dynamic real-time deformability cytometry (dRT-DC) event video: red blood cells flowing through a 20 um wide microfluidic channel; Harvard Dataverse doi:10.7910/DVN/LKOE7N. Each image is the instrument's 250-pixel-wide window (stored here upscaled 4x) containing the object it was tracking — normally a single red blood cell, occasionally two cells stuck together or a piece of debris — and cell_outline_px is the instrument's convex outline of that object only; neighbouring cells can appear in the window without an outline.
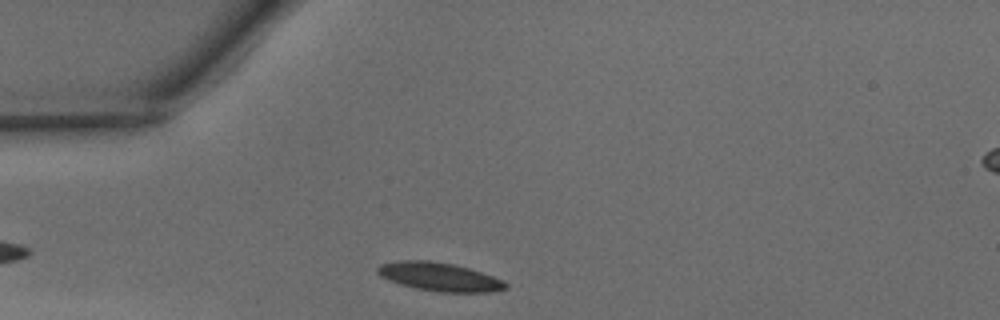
{"species": "common noctule bat (a hibernating species)", "species_latin": "Nyctalus noctula", "temperature_condition": "warm", "stored_images_in_passage": 26, "camera_frame_rate_fps": 3000, "um_per_image_px": 0.085, "animal": {"sex": "male", "body_mass_g": 15.6}, "frame": {"image": 1, "passage_image": 1, "time_ms": 0.0, "image_size_px": [1000, 320], "cell_outline_px": [[508, 288], [488, 292], [440, 292], [416, 288], [400, 284], [380, 276], [376, 272], [376, 268], [380, 264], [396, 260], [428, 260], [452, 264], [468, 268], [504, 280], [508, 284]], "centroid_in_image_um": [37.32, 23.52], "position_along_channel_um": 47.7, "area_um2": 21.21}}
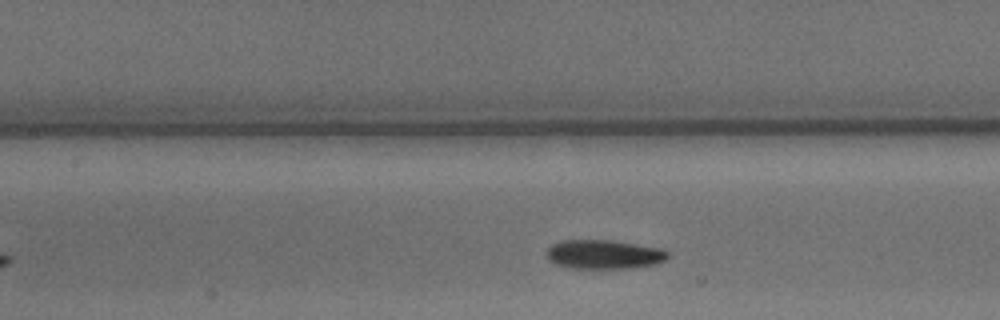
{"frame": {"image": 2, "passage_image": 10, "time_ms": 3.0, "image_size_px": [1000, 320], "cell_outline_px": [[668, 256], [664, 260], [656, 264], [632, 268], [572, 268], [556, 264], [548, 260], [548, 248], [552, 244], [560, 240], [608, 240], [636, 244], [660, 248], [668, 252]], "centroid_in_image_um": [51.32, 21.62], "position_along_channel_um": 156.1, "area_um2": 20.4}}
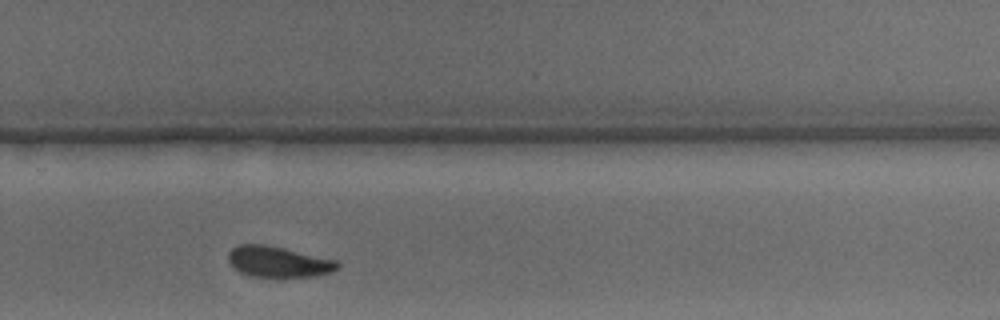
{"frame": {"image": 3, "passage_image": 21, "time_ms": 6.667, "image_size_px": [1000, 320], "cell_outline_px": [[340, 264], [332, 272], [316, 276], [280, 280], [276, 280], [248, 276], [240, 272], [228, 260], [228, 252], [236, 244], [268, 244], [336, 260]], "centroid_in_image_um": [23.65, 22.3], "position_along_channel_um": 306.2, "area_um2": 20.58}, "authors_computed_cell_mechanics": {"area_um2": 20.7502, "velocity_mm_per_s": 4.1142, "shape_relaxation_time_tau1_ms": 2.3983, "shape_relaxation_time_tau2_ms": 2.7283, "deformation_change_tau1": 0.1212, "deformation_change_tau2": 0.0823}}